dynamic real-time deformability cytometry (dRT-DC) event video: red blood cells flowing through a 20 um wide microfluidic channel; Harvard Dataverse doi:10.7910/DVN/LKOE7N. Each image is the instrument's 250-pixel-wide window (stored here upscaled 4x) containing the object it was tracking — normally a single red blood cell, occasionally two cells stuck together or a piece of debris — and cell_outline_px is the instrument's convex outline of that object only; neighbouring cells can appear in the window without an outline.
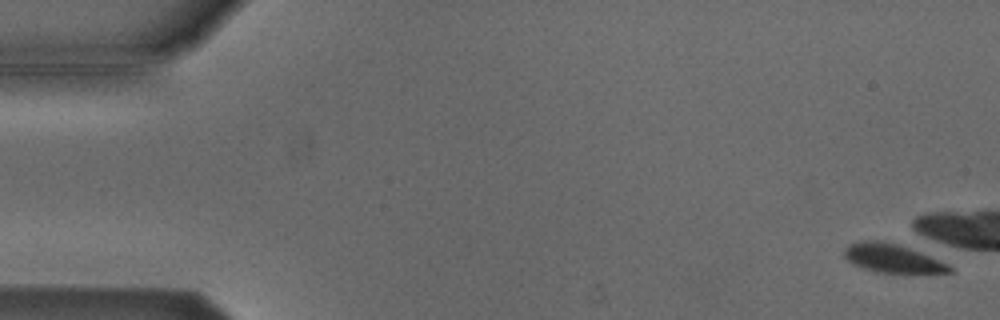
{"species": "Egyptian fruit bat (a non-hibernating species)", "species_latin": "Rousettus aegyptiacus", "temperature_condition": "cold", "stored_images_in_passage": 3, "camera_frame_rate_fps": 3000, "um_per_image_px": 0.085, "animal": {"sex": "male"}, "frame": {"image": 1, "passage_image": 2, "time_ms": 0.333, "image_size_px": [1000, 320], "cell_outline_px": [[952, 272], [876, 272], [852, 264], [844, 256], [844, 248], [848, 244], [860, 240], [876, 240], [920, 248], [948, 264], [952, 268]], "centroid_in_image_um": [75.88, 21.91], "position_along_channel_um": 9.1, "area_um2": 17.98}}